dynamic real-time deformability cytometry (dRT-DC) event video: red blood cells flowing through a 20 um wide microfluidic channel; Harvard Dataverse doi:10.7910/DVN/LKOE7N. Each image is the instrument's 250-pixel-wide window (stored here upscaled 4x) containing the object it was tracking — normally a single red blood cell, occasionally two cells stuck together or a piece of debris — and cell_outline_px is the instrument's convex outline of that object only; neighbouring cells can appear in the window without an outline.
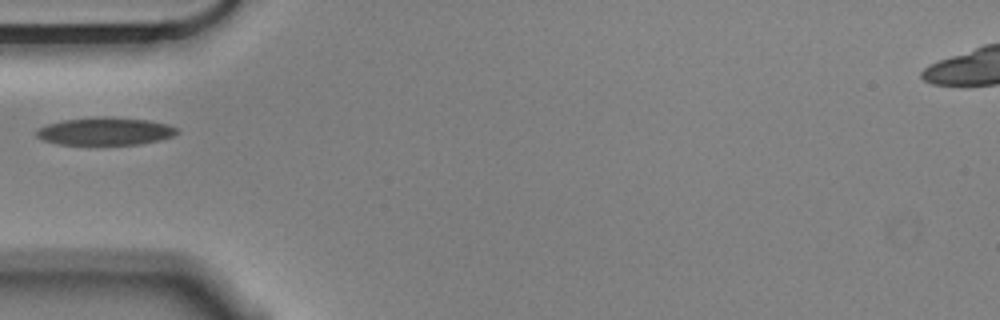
{"species": "Egyptian fruit bat (a non-hibernating species)", "species_latin": "Rousettus aegyptiacus", "temperature_condition": "cold", "stored_images_in_passage": 6, "camera_frame_rate_fps": 3000, "um_per_image_px": 0.085, "animal": {"sex": "male"}, "frame": {"image": 1, "passage_image": 1, "time_ms": 0.0, "image_size_px": [1000, 320], "cell_outline_px": [[180, 132], [172, 136], [160, 140], [140, 144], [60, 144], [44, 140], [36, 136], [36, 128], [48, 124], [64, 120], [92, 116], [104, 116], [148, 120], [168, 124], [180, 128]], "centroid_in_image_um": [8.97, 11.14], "position_along_channel_um": 76.0, "area_um2": 22.83}}
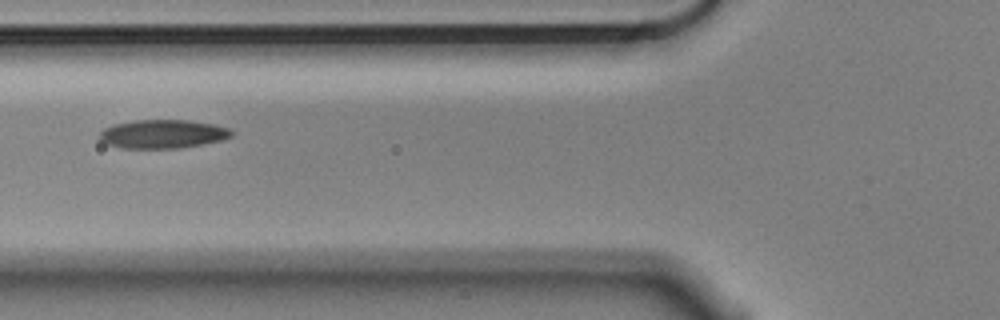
{"frame": {"image": 2, "passage_image": 4, "time_ms": 1.0, "image_size_px": [1000, 320], "cell_outline_px": [[232, 136], [220, 140], [180, 148], [124, 148], [108, 144], [100, 140], [100, 132], [104, 128], [112, 124], [136, 120], [188, 120], [212, 124], [228, 128], [232, 132]], "centroid_in_image_um": [13.8, 11.38], "position_along_channel_um": 112.0, "area_um2": 21.79}}